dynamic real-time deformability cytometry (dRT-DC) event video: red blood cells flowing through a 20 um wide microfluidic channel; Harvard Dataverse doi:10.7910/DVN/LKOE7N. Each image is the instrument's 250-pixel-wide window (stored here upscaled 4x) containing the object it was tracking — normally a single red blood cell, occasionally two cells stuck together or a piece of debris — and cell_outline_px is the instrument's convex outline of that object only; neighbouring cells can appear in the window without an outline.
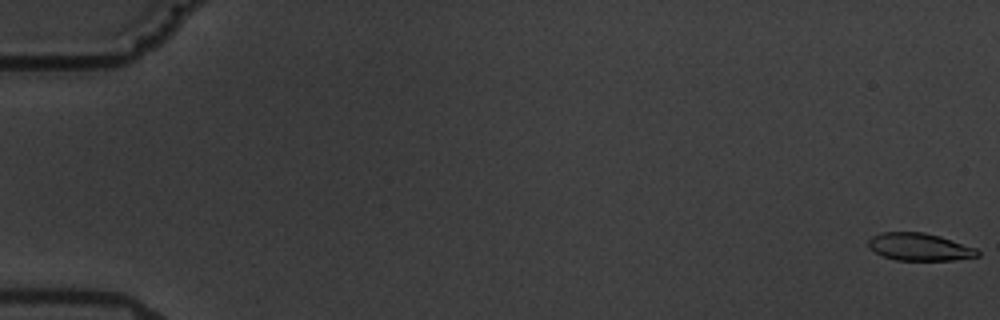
{"species": "common noctule bat (a hibernating species)", "species_latin": "Nyctalus noctula", "temperature_condition": "warm", "stored_images_in_passage": 7, "camera_frame_rate_fps": 3000, "um_per_image_px": 0.085, "animal": {"sex": "male", "body_mass_g": 19.5, "forearm_length_mm": 54.6}, "frame": {"image": 1, "passage_image": 1, "time_ms": 0.0, "image_size_px": [1000, 320], "cell_outline_px": [[980, 256], [952, 260], [896, 260], [884, 256], [876, 252], [868, 244], [868, 240], [872, 236], [880, 232], [924, 232], [940, 236], [976, 248], [980, 252]], "centroid_in_image_um": [78.18, 20.98], "position_along_channel_um": 6.8, "area_um2": 17.4}}
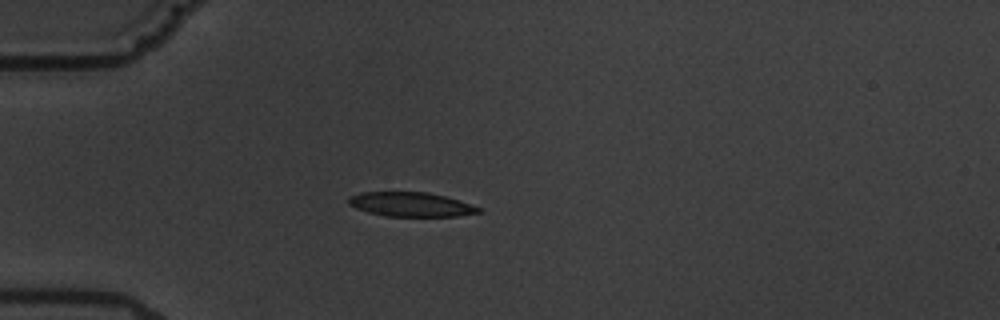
{"frame": {"image": 2, "passage_image": 5, "time_ms": 5.667, "image_size_px": [1000, 320], "cell_outline_px": [[484, 212], [456, 216], [384, 216], [368, 212], [356, 208], [348, 204], [348, 196], [360, 192], [428, 192], [444, 196], [480, 208]], "centroid_in_image_um": [34.87, 17.37], "position_along_channel_um": 50.1, "area_um2": 18.32}}